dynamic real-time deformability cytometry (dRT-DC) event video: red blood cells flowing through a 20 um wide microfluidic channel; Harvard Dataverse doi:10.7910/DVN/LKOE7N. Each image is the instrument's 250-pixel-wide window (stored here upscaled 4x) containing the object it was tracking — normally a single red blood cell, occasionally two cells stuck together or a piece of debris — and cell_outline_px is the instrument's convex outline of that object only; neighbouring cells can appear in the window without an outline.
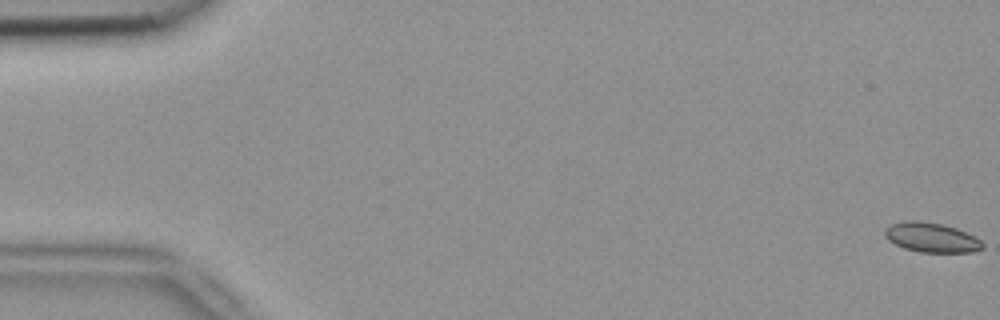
{"species": "common noctule bat (a hibernating species)", "species_latin": "Nyctalus noctula", "temperature_condition": "room temperature", "stored_images_in_passage": 6, "camera_frame_rate_fps": 3000, "um_per_image_px": 0.085, "animal": {"sex": "female", "body_mass_g": 18.4}, "frame": {"image": 1, "passage_image": 1, "time_ms": 0.0, "image_size_px": [1000, 320], "cell_outline_px": [[984, 248], [972, 252], [920, 252], [904, 248], [888, 240], [884, 236], [884, 228], [892, 224], [904, 220], [920, 220], [940, 224], [956, 228], [976, 236], [984, 244]], "centroid_in_image_um": [79.17, 20.18], "position_along_channel_um": 5.8, "area_um2": 16.99}}